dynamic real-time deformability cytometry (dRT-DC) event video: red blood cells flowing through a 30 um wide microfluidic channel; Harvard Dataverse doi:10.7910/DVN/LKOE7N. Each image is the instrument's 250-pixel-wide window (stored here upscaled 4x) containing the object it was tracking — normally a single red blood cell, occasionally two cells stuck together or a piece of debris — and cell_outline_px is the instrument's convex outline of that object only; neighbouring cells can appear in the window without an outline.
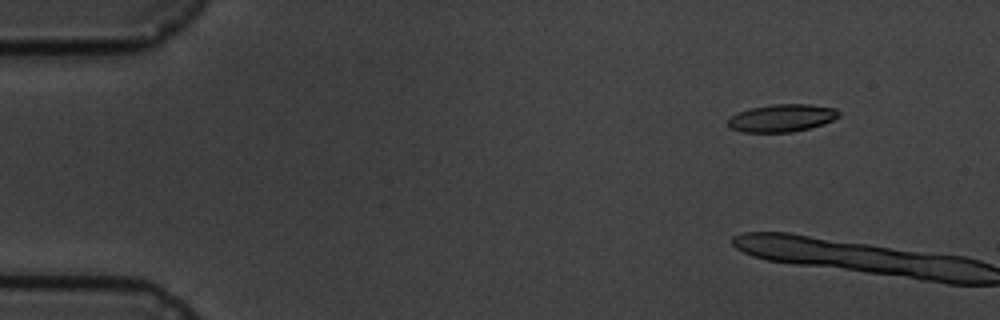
{"species": "common noctule bat (a hibernating species)", "species_latin": "Nyctalus noctula", "temperature_condition": "cold", "stored_images_in_passage": 3, "camera_frame_rate_fps": 3000, "um_per_image_px": 0.085, "animal": {"sex": "male", "body_mass_g": 19.5, "forearm_length_mm": 54.6}, "frame": {"image": 1, "passage_image": 2, "time_ms": 1.333, "image_size_px": [1000, 320], "cell_outline_px": [[840, 116], [824, 124], [812, 128], [792, 132], [744, 132], [728, 128], [728, 120], [732, 116], [740, 112], [752, 108], [772, 104], [812, 104], [836, 108], [840, 112]], "centroid_in_image_um": [66.51, 10.03], "position_along_channel_um": 18.5, "area_um2": 17.92}}